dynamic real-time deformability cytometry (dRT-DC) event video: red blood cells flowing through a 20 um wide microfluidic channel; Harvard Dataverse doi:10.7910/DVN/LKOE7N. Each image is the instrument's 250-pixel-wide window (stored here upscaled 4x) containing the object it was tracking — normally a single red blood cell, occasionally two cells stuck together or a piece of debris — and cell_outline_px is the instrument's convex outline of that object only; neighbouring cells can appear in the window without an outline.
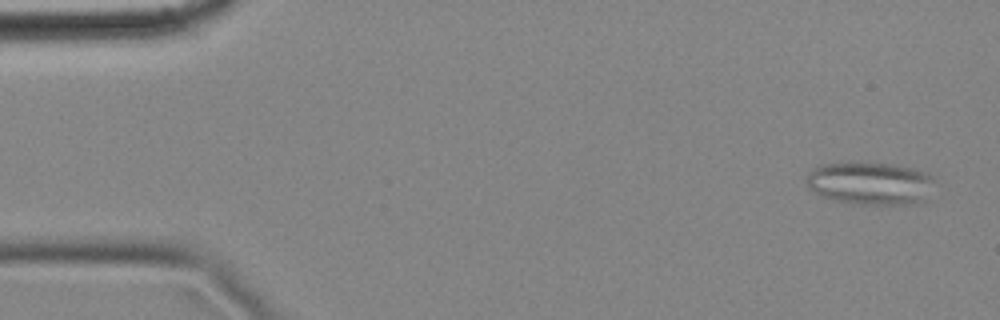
{"species": "common noctule bat (a hibernating species)", "species_latin": "Nyctalus noctula", "temperature_condition": "cold", "stored_images_in_passage": 8, "camera_frame_rate_fps": 3000, "um_per_image_px": 0.085, "animal": {"sex": "female", "body_mass_g": 18.4}, "frame": {"image": 1, "passage_image": 1, "time_ms": 0.0, "image_size_px": [1000, 320], "cell_outline_px": [[932, 180], [928, 200], [916, 204], [860, 204], [836, 200], [820, 196], [808, 188], [808, 176], [820, 164], [892, 164], [912, 168], [924, 172], [932, 176]], "centroid_in_image_um": [74.02, 15.61], "position_along_channel_um": 11.0, "area_um2": 31.27}}
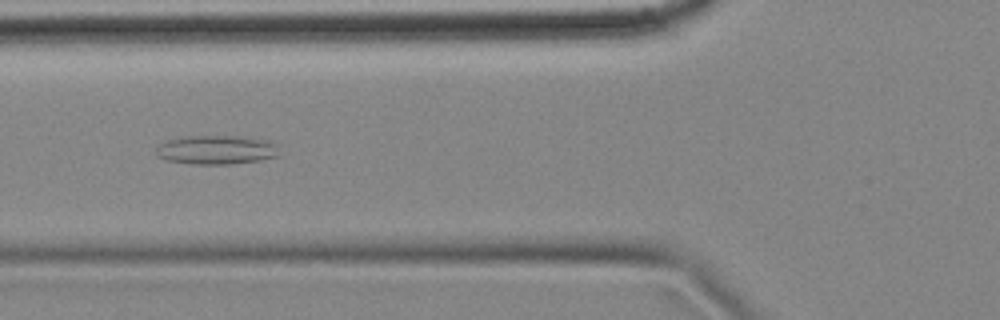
{"frame": {"image": 2, "passage_image": 6, "time_ms": 1.667, "image_size_px": [1000, 320], "cell_outline_px": [[280, 156], [260, 160], [232, 164], [192, 164], [168, 160], [156, 156], [156, 148], [164, 140], [180, 136], [236, 136], [264, 140], [276, 144]], "centroid_in_image_um": [18.35, 12.73], "position_along_channel_um": 107.4, "area_um2": 20.92}}
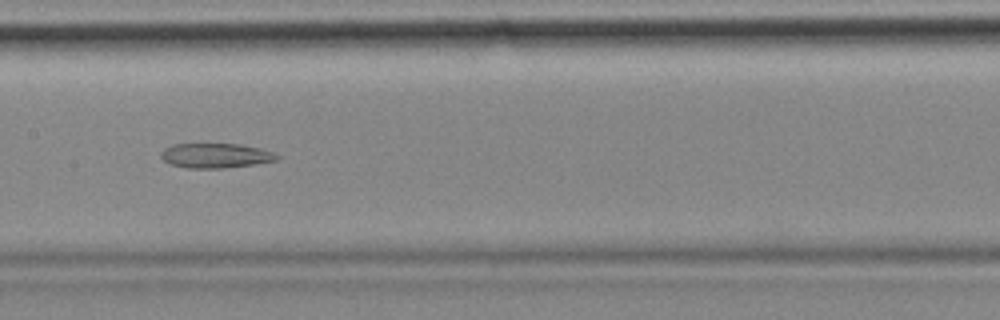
{"frame": {"image": 3, "passage_image": 8, "time_ms": 2.333, "image_size_px": [1000, 320], "cell_outline_px": [[280, 160], [252, 164], [220, 168], [188, 168], [168, 164], [160, 156], [160, 152], [164, 148], [172, 144], [240, 144], [260, 148], [272, 152], [280, 156]], "centroid_in_image_um": [18.3, 13.22], "position_along_channel_um": 189.1, "area_um2": 16.7}}